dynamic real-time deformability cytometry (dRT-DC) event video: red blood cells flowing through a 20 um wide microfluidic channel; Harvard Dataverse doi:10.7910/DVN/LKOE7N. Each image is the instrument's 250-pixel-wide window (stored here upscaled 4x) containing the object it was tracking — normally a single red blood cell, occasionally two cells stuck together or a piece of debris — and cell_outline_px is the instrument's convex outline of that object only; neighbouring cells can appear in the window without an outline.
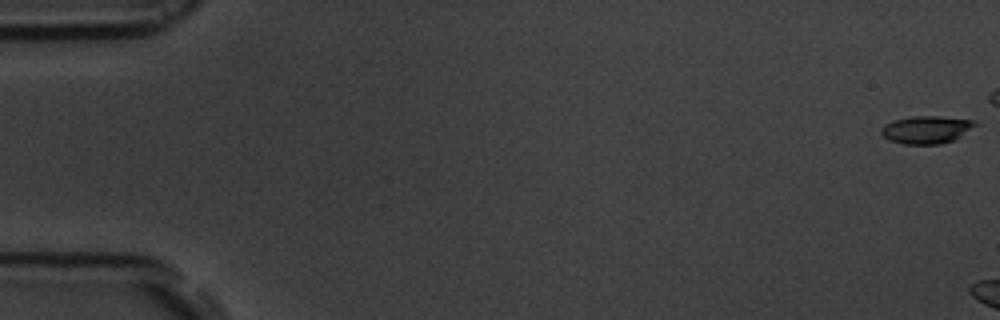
{"species": "common noctule bat (a hibernating species)", "species_latin": "Nyctalus noctula", "temperature_condition": "room temperature", "stored_images_in_passage": 10, "camera_frame_rate_fps": 3000, "um_per_image_px": 0.085, "animal": {"sex": "male", "body_mass_g": 19.5, "forearm_length_mm": 54.6}, "frame": {"image": 1, "passage_image": 1, "time_ms": 0.0, "image_size_px": [1000, 320], "cell_outline_px": [[980, 124], [956, 140], [940, 144], [904, 144], [892, 140], [884, 136], [880, 132], [880, 128], [884, 124], [896, 120], [912, 116], [936, 116], [976, 120]], "centroid_in_image_um": [78.83, 11.02], "position_along_channel_um": 6.2, "area_um2": 15.32}}